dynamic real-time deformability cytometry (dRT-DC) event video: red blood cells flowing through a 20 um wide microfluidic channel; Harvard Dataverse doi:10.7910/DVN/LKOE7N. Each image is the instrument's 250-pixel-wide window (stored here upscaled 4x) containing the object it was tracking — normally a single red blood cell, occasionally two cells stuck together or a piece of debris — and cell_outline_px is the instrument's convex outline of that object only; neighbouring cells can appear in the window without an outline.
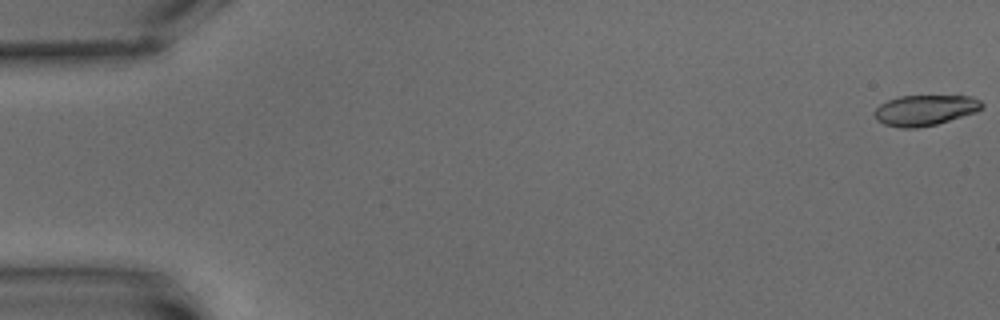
{"species": "common noctule bat (a hibernating species)", "species_latin": "Nyctalus noctula", "temperature_condition": "warm", "stored_images_in_passage": 8, "camera_frame_rate_fps": 3000, "um_per_image_px": 0.085, "animal": {"sex": "male", "body_mass_g": 15.6}, "frame": {"image": 1, "passage_image": 1, "time_ms": 0.0, "image_size_px": [1000, 320], "cell_outline_px": [[984, 108], [976, 112], [936, 124], [916, 128], [904, 128], [884, 124], [876, 120], [872, 112], [880, 104], [888, 100], [900, 96], [972, 96], [980, 100], [984, 104]], "centroid_in_image_um": [78.62, 9.36], "position_along_channel_um": 6.4, "area_um2": 19.19}}
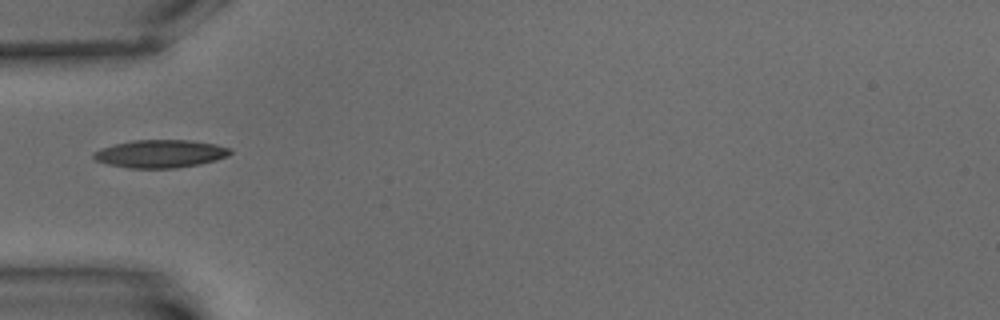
{"frame": {"image": 2, "passage_image": 6, "time_ms": 7.0, "image_size_px": [1000, 320], "cell_outline_px": [[232, 152], [228, 156], [216, 160], [200, 164], [176, 168], [128, 168], [108, 164], [96, 160], [92, 156], [92, 152], [100, 148], [112, 144], [132, 140], [192, 140], [216, 144], [232, 148]], "centroid_in_image_um": [13.63, 13.06], "position_along_channel_um": 71.4, "area_um2": 22.48}}
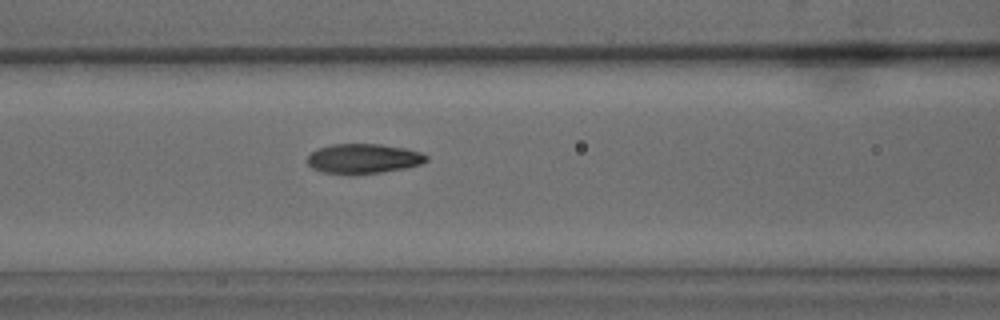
{"frame": {"image": 3, "passage_image": 8, "time_ms": 9.0, "image_size_px": [1000, 320], "cell_outline_px": [[428, 160], [420, 164], [404, 168], [380, 172], [352, 176], [348, 176], [320, 172], [312, 168], [308, 164], [308, 156], [316, 148], [332, 144], [380, 144], [404, 148], [420, 152], [428, 156]], "centroid_in_image_um": [30.83, 13.5], "position_along_channel_um": 135.8, "area_um2": 20.98}}